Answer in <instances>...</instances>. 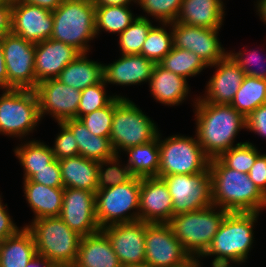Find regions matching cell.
Here are the masks:
<instances>
[{
	"label": "cell",
	"instance_id": "11a10c76",
	"mask_svg": "<svg viewBox=\"0 0 266 267\" xmlns=\"http://www.w3.org/2000/svg\"><path fill=\"white\" fill-rule=\"evenodd\" d=\"M257 9L260 18L266 23V0H258L257 1Z\"/></svg>",
	"mask_w": 266,
	"mask_h": 267
},
{
	"label": "cell",
	"instance_id": "60d3db41",
	"mask_svg": "<svg viewBox=\"0 0 266 267\" xmlns=\"http://www.w3.org/2000/svg\"><path fill=\"white\" fill-rule=\"evenodd\" d=\"M115 110V98L101 109L95 110L79 120L94 135L109 138L112 129V118Z\"/></svg>",
	"mask_w": 266,
	"mask_h": 267
},
{
	"label": "cell",
	"instance_id": "4dcf8cb0",
	"mask_svg": "<svg viewBox=\"0 0 266 267\" xmlns=\"http://www.w3.org/2000/svg\"><path fill=\"white\" fill-rule=\"evenodd\" d=\"M127 166L134 177H159L160 156L158 136L145 144L129 147Z\"/></svg>",
	"mask_w": 266,
	"mask_h": 267
},
{
	"label": "cell",
	"instance_id": "d6a6232c",
	"mask_svg": "<svg viewBox=\"0 0 266 267\" xmlns=\"http://www.w3.org/2000/svg\"><path fill=\"white\" fill-rule=\"evenodd\" d=\"M14 152L24 168V180L30 179L37 170L47 167L54 160L51 147L37 140L22 144Z\"/></svg>",
	"mask_w": 266,
	"mask_h": 267
},
{
	"label": "cell",
	"instance_id": "f1b7e54d",
	"mask_svg": "<svg viewBox=\"0 0 266 267\" xmlns=\"http://www.w3.org/2000/svg\"><path fill=\"white\" fill-rule=\"evenodd\" d=\"M36 255L33 236L25 226L0 244V267H26Z\"/></svg>",
	"mask_w": 266,
	"mask_h": 267
},
{
	"label": "cell",
	"instance_id": "681fc988",
	"mask_svg": "<svg viewBox=\"0 0 266 267\" xmlns=\"http://www.w3.org/2000/svg\"><path fill=\"white\" fill-rule=\"evenodd\" d=\"M12 31V0L0 5V39Z\"/></svg>",
	"mask_w": 266,
	"mask_h": 267
},
{
	"label": "cell",
	"instance_id": "5b68a950",
	"mask_svg": "<svg viewBox=\"0 0 266 267\" xmlns=\"http://www.w3.org/2000/svg\"><path fill=\"white\" fill-rule=\"evenodd\" d=\"M26 227L33 236L37 255L54 265L75 264L82 236L71 230L59 216L39 218Z\"/></svg>",
	"mask_w": 266,
	"mask_h": 267
},
{
	"label": "cell",
	"instance_id": "83f0119b",
	"mask_svg": "<svg viewBox=\"0 0 266 267\" xmlns=\"http://www.w3.org/2000/svg\"><path fill=\"white\" fill-rule=\"evenodd\" d=\"M62 123L74 135L78 144L79 155L97 162L110 159L116 155L110 138L92 134L79 119H68Z\"/></svg>",
	"mask_w": 266,
	"mask_h": 267
},
{
	"label": "cell",
	"instance_id": "484cf974",
	"mask_svg": "<svg viewBox=\"0 0 266 267\" xmlns=\"http://www.w3.org/2000/svg\"><path fill=\"white\" fill-rule=\"evenodd\" d=\"M149 85L154 99L165 105L180 104L189 91L185 78L170 72L160 64L154 66Z\"/></svg>",
	"mask_w": 266,
	"mask_h": 267
},
{
	"label": "cell",
	"instance_id": "4fadbf2b",
	"mask_svg": "<svg viewBox=\"0 0 266 267\" xmlns=\"http://www.w3.org/2000/svg\"><path fill=\"white\" fill-rule=\"evenodd\" d=\"M8 73V90L36 88L35 44L12 32L0 39Z\"/></svg>",
	"mask_w": 266,
	"mask_h": 267
},
{
	"label": "cell",
	"instance_id": "8992f818",
	"mask_svg": "<svg viewBox=\"0 0 266 267\" xmlns=\"http://www.w3.org/2000/svg\"><path fill=\"white\" fill-rule=\"evenodd\" d=\"M214 207V205H210L199 210L175 215L168 223L174 236L181 242L182 247L192 259L200 258L206 252L228 213L222 208L215 212L217 209Z\"/></svg>",
	"mask_w": 266,
	"mask_h": 267
},
{
	"label": "cell",
	"instance_id": "94428289",
	"mask_svg": "<svg viewBox=\"0 0 266 267\" xmlns=\"http://www.w3.org/2000/svg\"><path fill=\"white\" fill-rule=\"evenodd\" d=\"M7 0H0V5L4 4Z\"/></svg>",
	"mask_w": 266,
	"mask_h": 267
},
{
	"label": "cell",
	"instance_id": "74e56055",
	"mask_svg": "<svg viewBox=\"0 0 266 267\" xmlns=\"http://www.w3.org/2000/svg\"><path fill=\"white\" fill-rule=\"evenodd\" d=\"M259 155L260 153L252 143L240 142L223 152L218 159L226 167L248 174Z\"/></svg>",
	"mask_w": 266,
	"mask_h": 267
},
{
	"label": "cell",
	"instance_id": "680465c9",
	"mask_svg": "<svg viewBox=\"0 0 266 267\" xmlns=\"http://www.w3.org/2000/svg\"><path fill=\"white\" fill-rule=\"evenodd\" d=\"M212 267H227V264H215V263H212Z\"/></svg>",
	"mask_w": 266,
	"mask_h": 267
},
{
	"label": "cell",
	"instance_id": "f546056e",
	"mask_svg": "<svg viewBox=\"0 0 266 267\" xmlns=\"http://www.w3.org/2000/svg\"><path fill=\"white\" fill-rule=\"evenodd\" d=\"M85 54H80L70 62L57 76L60 82L80 91L104 80V65L88 60Z\"/></svg>",
	"mask_w": 266,
	"mask_h": 267
},
{
	"label": "cell",
	"instance_id": "5bb4252c",
	"mask_svg": "<svg viewBox=\"0 0 266 267\" xmlns=\"http://www.w3.org/2000/svg\"><path fill=\"white\" fill-rule=\"evenodd\" d=\"M162 24L172 26L173 47L194 52L207 66L211 67L228 55L217 37L219 29L189 26L176 21Z\"/></svg>",
	"mask_w": 266,
	"mask_h": 267
},
{
	"label": "cell",
	"instance_id": "603a6c76",
	"mask_svg": "<svg viewBox=\"0 0 266 267\" xmlns=\"http://www.w3.org/2000/svg\"><path fill=\"white\" fill-rule=\"evenodd\" d=\"M75 265L77 267H123L102 229L81 238Z\"/></svg>",
	"mask_w": 266,
	"mask_h": 267
},
{
	"label": "cell",
	"instance_id": "1f68e13d",
	"mask_svg": "<svg viewBox=\"0 0 266 267\" xmlns=\"http://www.w3.org/2000/svg\"><path fill=\"white\" fill-rule=\"evenodd\" d=\"M266 103V79L245 76L230 104L245 118Z\"/></svg>",
	"mask_w": 266,
	"mask_h": 267
},
{
	"label": "cell",
	"instance_id": "7bdbcfd3",
	"mask_svg": "<svg viewBox=\"0 0 266 267\" xmlns=\"http://www.w3.org/2000/svg\"><path fill=\"white\" fill-rule=\"evenodd\" d=\"M61 131L55 140L54 148L52 147L54 159L61 160L79 155L78 144L75 141L72 132L63 124L58 123Z\"/></svg>",
	"mask_w": 266,
	"mask_h": 267
},
{
	"label": "cell",
	"instance_id": "836d02e7",
	"mask_svg": "<svg viewBox=\"0 0 266 267\" xmlns=\"http://www.w3.org/2000/svg\"><path fill=\"white\" fill-rule=\"evenodd\" d=\"M159 64L185 79L199 74L205 67H208L194 52L176 47H172Z\"/></svg>",
	"mask_w": 266,
	"mask_h": 267
},
{
	"label": "cell",
	"instance_id": "db71d44e",
	"mask_svg": "<svg viewBox=\"0 0 266 267\" xmlns=\"http://www.w3.org/2000/svg\"><path fill=\"white\" fill-rule=\"evenodd\" d=\"M26 267H55V265L45 257L36 255Z\"/></svg>",
	"mask_w": 266,
	"mask_h": 267
},
{
	"label": "cell",
	"instance_id": "f35d334b",
	"mask_svg": "<svg viewBox=\"0 0 266 267\" xmlns=\"http://www.w3.org/2000/svg\"><path fill=\"white\" fill-rule=\"evenodd\" d=\"M118 158H120V156L115 155L110 159L98 162V190L127 183L134 177L131 174L130 169L127 165L124 167H120L121 165H119ZM106 164L110 165V167L108 166V168L103 169V165L107 166Z\"/></svg>",
	"mask_w": 266,
	"mask_h": 267
},
{
	"label": "cell",
	"instance_id": "e575fe53",
	"mask_svg": "<svg viewBox=\"0 0 266 267\" xmlns=\"http://www.w3.org/2000/svg\"><path fill=\"white\" fill-rule=\"evenodd\" d=\"M128 6H102L95 9L96 35L100 30L121 34L134 20Z\"/></svg>",
	"mask_w": 266,
	"mask_h": 267
},
{
	"label": "cell",
	"instance_id": "ba28073f",
	"mask_svg": "<svg viewBox=\"0 0 266 267\" xmlns=\"http://www.w3.org/2000/svg\"><path fill=\"white\" fill-rule=\"evenodd\" d=\"M159 178L174 174H198L209 168L210 158L205 154L197 138L172 135L160 140Z\"/></svg>",
	"mask_w": 266,
	"mask_h": 267
},
{
	"label": "cell",
	"instance_id": "8fae6325",
	"mask_svg": "<svg viewBox=\"0 0 266 267\" xmlns=\"http://www.w3.org/2000/svg\"><path fill=\"white\" fill-rule=\"evenodd\" d=\"M162 179L173 201V216L213 205L209 168L198 174H174Z\"/></svg>",
	"mask_w": 266,
	"mask_h": 267
},
{
	"label": "cell",
	"instance_id": "2e32d148",
	"mask_svg": "<svg viewBox=\"0 0 266 267\" xmlns=\"http://www.w3.org/2000/svg\"><path fill=\"white\" fill-rule=\"evenodd\" d=\"M59 217L82 237L101 229L96 219L95 193L87 190L64 188Z\"/></svg>",
	"mask_w": 266,
	"mask_h": 267
},
{
	"label": "cell",
	"instance_id": "816d5d0a",
	"mask_svg": "<svg viewBox=\"0 0 266 267\" xmlns=\"http://www.w3.org/2000/svg\"><path fill=\"white\" fill-rule=\"evenodd\" d=\"M0 89H5L4 91H8V73L5 65V59L3 54L2 45L0 42Z\"/></svg>",
	"mask_w": 266,
	"mask_h": 267
},
{
	"label": "cell",
	"instance_id": "f907efd6",
	"mask_svg": "<svg viewBox=\"0 0 266 267\" xmlns=\"http://www.w3.org/2000/svg\"><path fill=\"white\" fill-rule=\"evenodd\" d=\"M25 3L42 7L51 12L56 10L64 0H22Z\"/></svg>",
	"mask_w": 266,
	"mask_h": 267
},
{
	"label": "cell",
	"instance_id": "52a82bcc",
	"mask_svg": "<svg viewBox=\"0 0 266 267\" xmlns=\"http://www.w3.org/2000/svg\"><path fill=\"white\" fill-rule=\"evenodd\" d=\"M158 128L154 121L146 116L134 102L122 96L115 97V110L112 118L110 141L114 152L118 149L141 145L154 140L158 136Z\"/></svg>",
	"mask_w": 266,
	"mask_h": 267
},
{
	"label": "cell",
	"instance_id": "9f6ffc18",
	"mask_svg": "<svg viewBox=\"0 0 266 267\" xmlns=\"http://www.w3.org/2000/svg\"><path fill=\"white\" fill-rule=\"evenodd\" d=\"M200 263L201 262H199V260L197 258V259H193L188 265H186L184 267H201Z\"/></svg>",
	"mask_w": 266,
	"mask_h": 267
},
{
	"label": "cell",
	"instance_id": "c3c4849f",
	"mask_svg": "<svg viewBox=\"0 0 266 267\" xmlns=\"http://www.w3.org/2000/svg\"><path fill=\"white\" fill-rule=\"evenodd\" d=\"M4 206H7V204L3 205L0 197V244L9 236L16 234L20 230L13 223Z\"/></svg>",
	"mask_w": 266,
	"mask_h": 267
},
{
	"label": "cell",
	"instance_id": "bcb514c9",
	"mask_svg": "<svg viewBox=\"0 0 266 267\" xmlns=\"http://www.w3.org/2000/svg\"><path fill=\"white\" fill-rule=\"evenodd\" d=\"M250 180L266 196V154H260L249 171Z\"/></svg>",
	"mask_w": 266,
	"mask_h": 267
},
{
	"label": "cell",
	"instance_id": "f6af8a7d",
	"mask_svg": "<svg viewBox=\"0 0 266 267\" xmlns=\"http://www.w3.org/2000/svg\"><path fill=\"white\" fill-rule=\"evenodd\" d=\"M228 55L232 58V60L243 70L246 76L260 78V79H266V69H263V66L261 65V70H255L252 69L251 63L256 62L255 65H259V61H261V57L253 51V53H250L245 57L243 52L239 51V53H228ZM253 63V64H254ZM252 64V65H253Z\"/></svg>",
	"mask_w": 266,
	"mask_h": 267
},
{
	"label": "cell",
	"instance_id": "3957f363",
	"mask_svg": "<svg viewBox=\"0 0 266 267\" xmlns=\"http://www.w3.org/2000/svg\"><path fill=\"white\" fill-rule=\"evenodd\" d=\"M257 212H228L221 222L209 248L202 255H216L212 263H242L253 243V226L258 217ZM230 260V261H229Z\"/></svg>",
	"mask_w": 266,
	"mask_h": 267
},
{
	"label": "cell",
	"instance_id": "9a60e30c",
	"mask_svg": "<svg viewBox=\"0 0 266 267\" xmlns=\"http://www.w3.org/2000/svg\"><path fill=\"white\" fill-rule=\"evenodd\" d=\"M34 90L41 118L50 113L58 123L68 119H78L80 90L67 86L56 78L40 82Z\"/></svg>",
	"mask_w": 266,
	"mask_h": 267
},
{
	"label": "cell",
	"instance_id": "8d00e7d4",
	"mask_svg": "<svg viewBox=\"0 0 266 267\" xmlns=\"http://www.w3.org/2000/svg\"><path fill=\"white\" fill-rule=\"evenodd\" d=\"M173 47L172 30L168 33L164 27L152 26L144 41L141 55L159 64Z\"/></svg>",
	"mask_w": 266,
	"mask_h": 267
},
{
	"label": "cell",
	"instance_id": "91938a15",
	"mask_svg": "<svg viewBox=\"0 0 266 267\" xmlns=\"http://www.w3.org/2000/svg\"><path fill=\"white\" fill-rule=\"evenodd\" d=\"M55 267H77L75 264L72 265H55Z\"/></svg>",
	"mask_w": 266,
	"mask_h": 267
},
{
	"label": "cell",
	"instance_id": "6f0895ef",
	"mask_svg": "<svg viewBox=\"0 0 266 267\" xmlns=\"http://www.w3.org/2000/svg\"><path fill=\"white\" fill-rule=\"evenodd\" d=\"M124 267H149V266H147L146 264H141V265H129Z\"/></svg>",
	"mask_w": 266,
	"mask_h": 267
},
{
	"label": "cell",
	"instance_id": "d4e9b609",
	"mask_svg": "<svg viewBox=\"0 0 266 267\" xmlns=\"http://www.w3.org/2000/svg\"><path fill=\"white\" fill-rule=\"evenodd\" d=\"M64 188H76L96 193L98 162L81 155L59 160Z\"/></svg>",
	"mask_w": 266,
	"mask_h": 267
},
{
	"label": "cell",
	"instance_id": "ac0fdd59",
	"mask_svg": "<svg viewBox=\"0 0 266 267\" xmlns=\"http://www.w3.org/2000/svg\"><path fill=\"white\" fill-rule=\"evenodd\" d=\"M53 14L22 0H12V33L37 44L51 38Z\"/></svg>",
	"mask_w": 266,
	"mask_h": 267
},
{
	"label": "cell",
	"instance_id": "6da1fadb",
	"mask_svg": "<svg viewBox=\"0 0 266 267\" xmlns=\"http://www.w3.org/2000/svg\"><path fill=\"white\" fill-rule=\"evenodd\" d=\"M196 138L205 154L218 158L233 147L234 138L246 128V118L231 105L195 100Z\"/></svg>",
	"mask_w": 266,
	"mask_h": 267
},
{
	"label": "cell",
	"instance_id": "d6986e66",
	"mask_svg": "<svg viewBox=\"0 0 266 267\" xmlns=\"http://www.w3.org/2000/svg\"><path fill=\"white\" fill-rule=\"evenodd\" d=\"M173 201L167 184L159 177L140 178L139 220L145 223H169Z\"/></svg>",
	"mask_w": 266,
	"mask_h": 267
},
{
	"label": "cell",
	"instance_id": "7a4b0ae2",
	"mask_svg": "<svg viewBox=\"0 0 266 267\" xmlns=\"http://www.w3.org/2000/svg\"><path fill=\"white\" fill-rule=\"evenodd\" d=\"M212 204L227 212H257L266 207V196L249 174L226 167L218 158L209 162Z\"/></svg>",
	"mask_w": 266,
	"mask_h": 267
},
{
	"label": "cell",
	"instance_id": "7402d4cb",
	"mask_svg": "<svg viewBox=\"0 0 266 267\" xmlns=\"http://www.w3.org/2000/svg\"><path fill=\"white\" fill-rule=\"evenodd\" d=\"M155 65L141 54L122 55L114 63L104 65V81L116 85L149 82Z\"/></svg>",
	"mask_w": 266,
	"mask_h": 267
},
{
	"label": "cell",
	"instance_id": "7c38bea8",
	"mask_svg": "<svg viewBox=\"0 0 266 267\" xmlns=\"http://www.w3.org/2000/svg\"><path fill=\"white\" fill-rule=\"evenodd\" d=\"M193 259L174 236L168 223H145V264L149 267H184Z\"/></svg>",
	"mask_w": 266,
	"mask_h": 267
},
{
	"label": "cell",
	"instance_id": "277c9868",
	"mask_svg": "<svg viewBox=\"0 0 266 267\" xmlns=\"http://www.w3.org/2000/svg\"><path fill=\"white\" fill-rule=\"evenodd\" d=\"M95 9L93 0H64L52 12L54 23L51 39L87 54V42L96 37Z\"/></svg>",
	"mask_w": 266,
	"mask_h": 267
},
{
	"label": "cell",
	"instance_id": "d590c367",
	"mask_svg": "<svg viewBox=\"0 0 266 267\" xmlns=\"http://www.w3.org/2000/svg\"><path fill=\"white\" fill-rule=\"evenodd\" d=\"M153 25L144 16H137L136 19L119 34V45L122 55L141 54L147 34Z\"/></svg>",
	"mask_w": 266,
	"mask_h": 267
},
{
	"label": "cell",
	"instance_id": "ab89813d",
	"mask_svg": "<svg viewBox=\"0 0 266 267\" xmlns=\"http://www.w3.org/2000/svg\"><path fill=\"white\" fill-rule=\"evenodd\" d=\"M105 81L89 86L81 91L78 106V119L95 110L106 107L117 95L108 96L105 92Z\"/></svg>",
	"mask_w": 266,
	"mask_h": 267
},
{
	"label": "cell",
	"instance_id": "cb8c5ba5",
	"mask_svg": "<svg viewBox=\"0 0 266 267\" xmlns=\"http://www.w3.org/2000/svg\"><path fill=\"white\" fill-rule=\"evenodd\" d=\"M221 0H183L176 22L189 26L219 29L224 17Z\"/></svg>",
	"mask_w": 266,
	"mask_h": 267
},
{
	"label": "cell",
	"instance_id": "b9f144b4",
	"mask_svg": "<svg viewBox=\"0 0 266 267\" xmlns=\"http://www.w3.org/2000/svg\"><path fill=\"white\" fill-rule=\"evenodd\" d=\"M183 0H137V3L148 14L162 23L175 22Z\"/></svg>",
	"mask_w": 266,
	"mask_h": 267
},
{
	"label": "cell",
	"instance_id": "44dd1931",
	"mask_svg": "<svg viewBox=\"0 0 266 267\" xmlns=\"http://www.w3.org/2000/svg\"><path fill=\"white\" fill-rule=\"evenodd\" d=\"M213 66L218 68L208 81L206 98L199 99L212 104L230 105L246 75L229 55Z\"/></svg>",
	"mask_w": 266,
	"mask_h": 267
},
{
	"label": "cell",
	"instance_id": "4316f807",
	"mask_svg": "<svg viewBox=\"0 0 266 267\" xmlns=\"http://www.w3.org/2000/svg\"><path fill=\"white\" fill-rule=\"evenodd\" d=\"M24 193L35 219L60 216L63 203L64 188L47 187L45 185L24 180Z\"/></svg>",
	"mask_w": 266,
	"mask_h": 267
},
{
	"label": "cell",
	"instance_id": "30bf717a",
	"mask_svg": "<svg viewBox=\"0 0 266 267\" xmlns=\"http://www.w3.org/2000/svg\"><path fill=\"white\" fill-rule=\"evenodd\" d=\"M40 120L35 90L12 89L0 97V133L24 137Z\"/></svg>",
	"mask_w": 266,
	"mask_h": 267
},
{
	"label": "cell",
	"instance_id": "e0dca14e",
	"mask_svg": "<svg viewBox=\"0 0 266 267\" xmlns=\"http://www.w3.org/2000/svg\"><path fill=\"white\" fill-rule=\"evenodd\" d=\"M102 230L109 238L122 266L145 264V222L116 223Z\"/></svg>",
	"mask_w": 266,
	"mask_h": 267
},
{
	"label": "cell",
	"instance_id": "f5cc1de1",
	"mask_svg": "<svg viewBox=\"0 0 266 267\" xmlns=\"http://www.w3.org/2000/svg\"><path fill=\"white\" fill-rule=\"evenodd\" d=\"M95 7L102 6H129L131 1L135 2L137 0H93Z\"/></svg>",
	"mask_w": 266,
	"mask_h": 267
},
{
	"label": "cell",
	"instance_id": "ffe728a7",
	"mask_svg": "<svg viewBox=\"0 0 266 267\" xmlns=\"http://www.w3.org/2000/svg\"><path fill=\"white\" fill-rule=\"evenodd\" d=\"M80 54L74 47L51 38L35 44L36 87L40 82L57 78L61 71Z\"/></svg>",
	"mask_w": 266,
	"mask_h": 267
},
{
	"label": "cell",
	"instance_id": "9c48e42d",
	"mask_svg": "<svg viewBox=\"0 0 266 267\" xmlns=\"http://www.w3.org/2000/svg\"><path fill=\"white\" fill-rule=\"evenodd\" d=\"M140 178L95 193L96 219L99 227L139 220ZM138 212L125 214L130 210Z\"/></svg>",
	"mask_w": 266,
	"mask_h": 267
},
{
	"label": "cell",
	"instance_id": "ee69618b",
	"mask_svg": "<svg viewBox=\"0 0 266 267\" xmlns=\"http://www.w3.org/2000/svg\"><path fill=\"white\" fill-rule=\"evenodd\" d=\"M28 180L47 187L64 188L59 161L56 159L47 165V167L37 170V173Z\"/></svg>",
	"mask_w": 266,
	"mask_h": 267
},
{
	"label": "cell",
	"instance_id": "7dc6e473",
	"mask_svg": "<svg viewBox=\"0 0 266 267\" xmlns=\"http://www.w3.org/2000/svg\"><path fill=\"white\" fill-rule=\"evenodd\" d=\"M246 129L266 137V103L259 106L246 118Z\"/></svg>",
	"mask_w": 266,
	"mask_h": 267
}]
</instances>
